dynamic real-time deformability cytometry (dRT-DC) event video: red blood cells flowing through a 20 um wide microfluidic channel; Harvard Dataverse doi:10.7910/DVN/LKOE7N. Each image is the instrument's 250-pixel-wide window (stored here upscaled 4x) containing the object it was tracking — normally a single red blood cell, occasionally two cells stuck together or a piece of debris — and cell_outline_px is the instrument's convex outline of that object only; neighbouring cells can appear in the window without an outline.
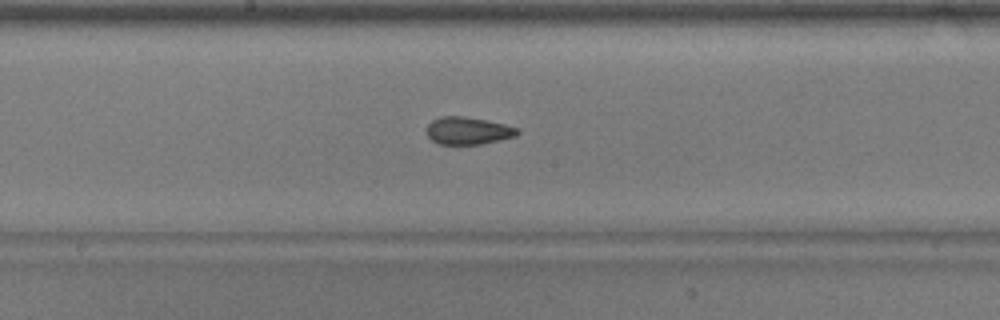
{"species": "common noctule bat (a hibernating species)", "species_latin": "Nyctalus noctula", "temperature_condition": "warm", "stored_images_in_passage": 43, "camera_frame_rate_fps": 3000, "um_per_image_px": 0.085, "animal": {"sex": "male", "body_mass_g": 17.9}, "frame": {"image": 1, "passage_image": 19, "time_ms": 6.0, "image_size_px": [1000, 320], "cell_outline_px": [[520, 132], [516, 136], [500, 140], [480, 144], [440, 144], [432, 140], [428, 136], [428, 124], [432, 120], [440, 116], [464, 116], [488, 120], [520, 128]], "centroid_in_image_um": [39.82, 11.1], "position_along_channel_um": 208.4, "area_um2": 14.57}}
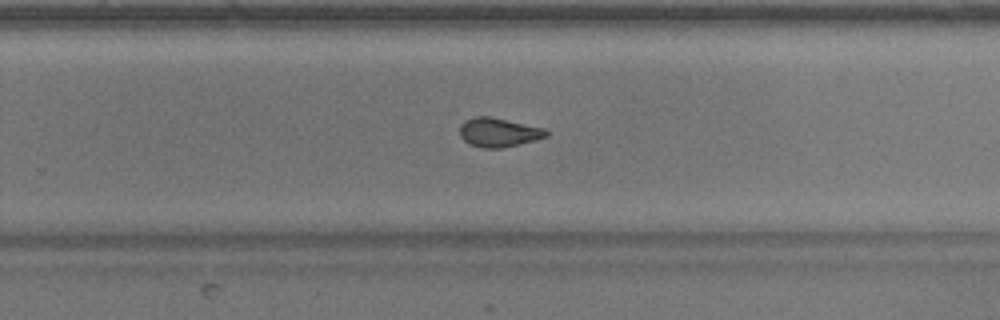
{"frame": {"image": 2, "passage_image": 25, "time_ms": 8.0, "image_size_px": [1000, 320], "cell_outline_px": [[548, 136], [536, 140], [500, 148], [484, 148], [468, 144], [460, 136], [460, 124], [464, 120], [476, 116], [488, 116], [544, 128], [548, 132]], "centroid_in_image_um": [42.35, 11.25], "position_along_channel_um": 287.4, "area_um2": 14.57}}